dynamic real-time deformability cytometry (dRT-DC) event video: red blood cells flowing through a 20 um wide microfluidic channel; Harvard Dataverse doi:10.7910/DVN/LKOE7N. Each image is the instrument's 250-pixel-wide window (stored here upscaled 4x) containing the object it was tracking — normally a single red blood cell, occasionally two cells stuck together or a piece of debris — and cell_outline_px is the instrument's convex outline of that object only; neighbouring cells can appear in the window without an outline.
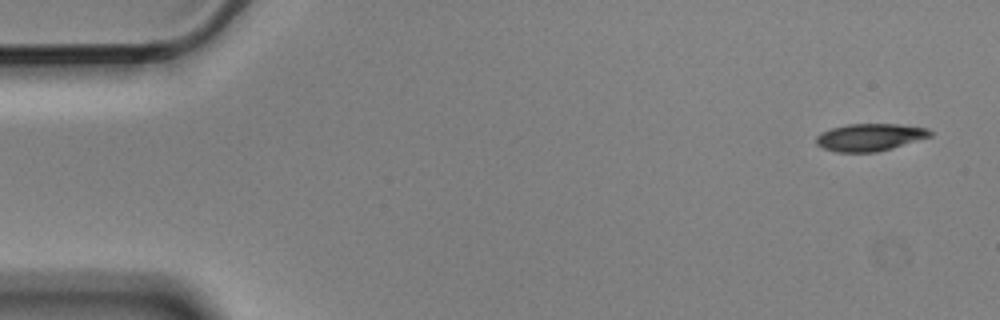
{"species": "Egyptian fruit bat (a non-hibernating species)", "species_latin": "Rousettus aegyptiacus", "temperature_condition": "cold", "stored_images_in_passage": 8, "camera_frame_rate_fps": 3000, "um_per_image_px": 0.085, "animal": {"sex": "male"}, "frame": {"image": 1, "passage_image": 1, "time_ms": 0.0, "image_size_px": [1000, 320], "cell_outline_px": [[932, 136], [892, 148], [876, 152], [836, 152], [824, 148], [816, 144], [816, 136], [832, 128], [848, 124], [900, 124], [928, 128], [932, 132]], "centroid_in_image_um": [73.96, 11.66], "position_along_channel_um": 11.0, "area_um2": 18.09}}
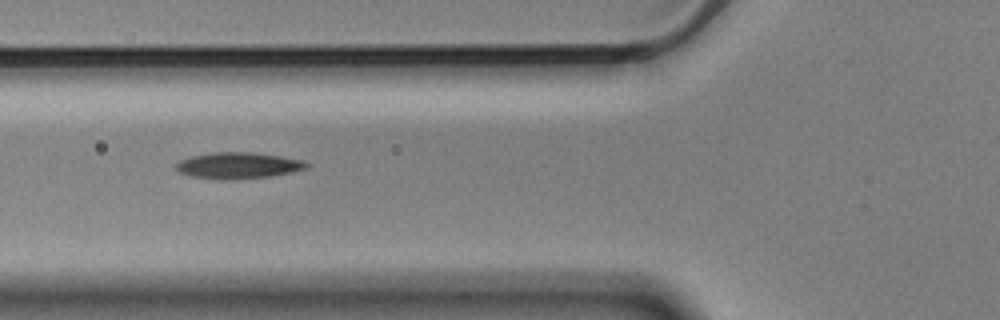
{"frame": {"image": 2, "passage_image": 6, "time_ms": 1.667, "image_size_px": [1000, 320], "cell_outline_px": [[312, 164], [308, 168], [292, 172], [272, 176], [236, 180], [224, 180], [192, 176], [176, 172], [176, 164], [180, 160], [192, 156], [216, 152], [252, 152], [280, 156], [304, 160]], "centroid_in_image_um": [20.29, 14.08], "position_along_channel_um": 105.5, "area_um2": 20.23}}
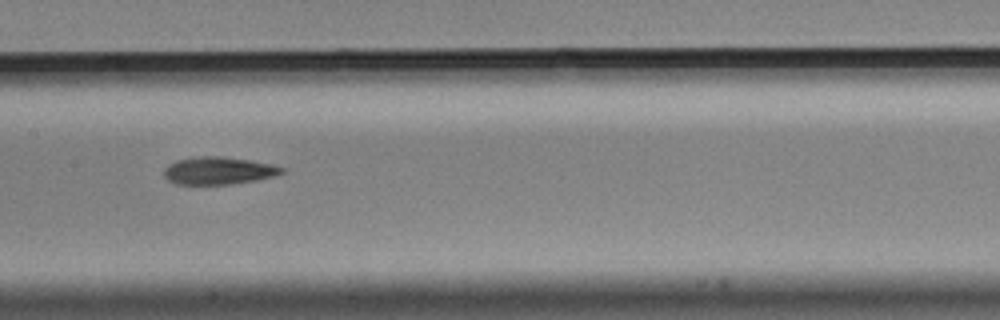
{"frame": {"image": 3, "passage_image": 8, "time_ms": 2.333, "image_size_px": [1000, 320], "cell_outline_px": [[288, 172], [276, 176], [256, 180], [232, 184], [176, 184], [168, 180], [164, 176], [164, 168], [168, 164], [176, 160], [200, 156], [220, 156], [252, 160], [272, 164], [288, 168]], "centroid_in_image_um": [18.65, 14.5], "position_along_channel_um": 188.8, "area_um2": 19.25}}